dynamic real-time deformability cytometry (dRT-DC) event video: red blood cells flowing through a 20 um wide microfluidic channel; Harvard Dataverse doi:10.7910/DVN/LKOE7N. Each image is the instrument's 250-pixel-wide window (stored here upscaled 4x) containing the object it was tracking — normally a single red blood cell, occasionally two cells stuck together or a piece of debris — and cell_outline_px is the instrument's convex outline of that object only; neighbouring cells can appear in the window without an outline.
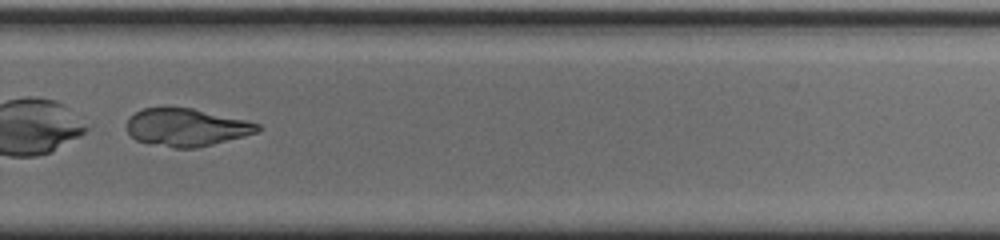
{"species": "common noctule bat (a hibernating species)", "species_latin": "Nyctalus noctula", "temperature_condition": "cold", "stored_images_in_passage": 52, "camera_frame_rate_fps": 3000, "um_per_image_px": 0.085, "animal": {"sex": "male", "body_mass_g": 20.0, "forearm_length_mm": 53.3}, "frame": {"image": 1, "passage_image": 35, "time_ms": 11.333, "image_size_px": [1000, 240], "cell_outline_px": [[264, 128], [256, 132], [212, 144], [196, 148], [172, 148], [148, 144], [136, 140], [128, 132], [128, 116], [144, 108], [192, 108], [248, 120], [260, 124]], "centroid_in_image_um": [15.85, 10.83], "position_along_channel_um": 314.0, "area_um2": 28.67}}